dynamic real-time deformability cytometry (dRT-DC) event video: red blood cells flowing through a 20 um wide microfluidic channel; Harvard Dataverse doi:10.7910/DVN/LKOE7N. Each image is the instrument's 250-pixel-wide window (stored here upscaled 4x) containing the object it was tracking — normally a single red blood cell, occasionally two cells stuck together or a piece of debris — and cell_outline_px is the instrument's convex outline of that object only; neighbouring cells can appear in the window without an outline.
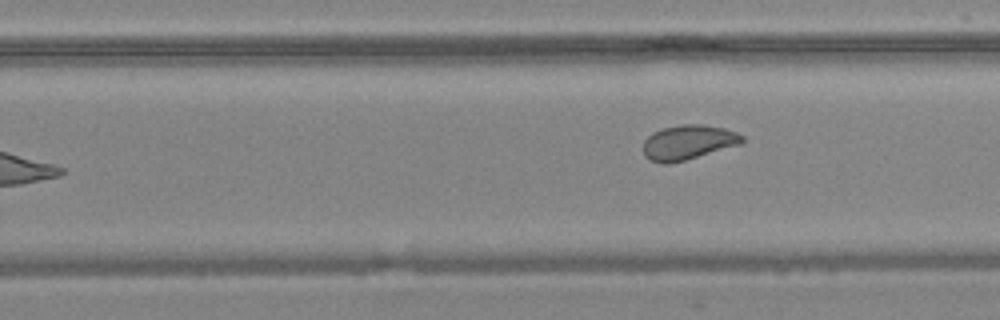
{"species": "common noctule bat (a hibernating species)", "species_latin": "Nyctalus noctula", "temperature_condition": "warm", "stored_images_in_passage": 9, "camera_frame_rate_fps": 3000, "um_per_image_px": 0.085, "animal": {"sex": "female", "body_mass_g": 24.6, "forearm_length_mm": 56.2}, "frame": {"image": 1, "passage_image": 9, "time_ms": 2.667, "image_size_px": [1000, 320], "cell_outline_px": [[744, 140], [740, 144], [684, 160], [668, 164], [660, 164], [644, 156], [644, 140], [652, 132], [664, 128], [680, 124], [700, 124], [724, 128], [736, 132], [744, 136]], "centroid_in_image_um": [58.47, 12.09], "position_along_channel_um": 271.3, "area_um2": 19.83}}